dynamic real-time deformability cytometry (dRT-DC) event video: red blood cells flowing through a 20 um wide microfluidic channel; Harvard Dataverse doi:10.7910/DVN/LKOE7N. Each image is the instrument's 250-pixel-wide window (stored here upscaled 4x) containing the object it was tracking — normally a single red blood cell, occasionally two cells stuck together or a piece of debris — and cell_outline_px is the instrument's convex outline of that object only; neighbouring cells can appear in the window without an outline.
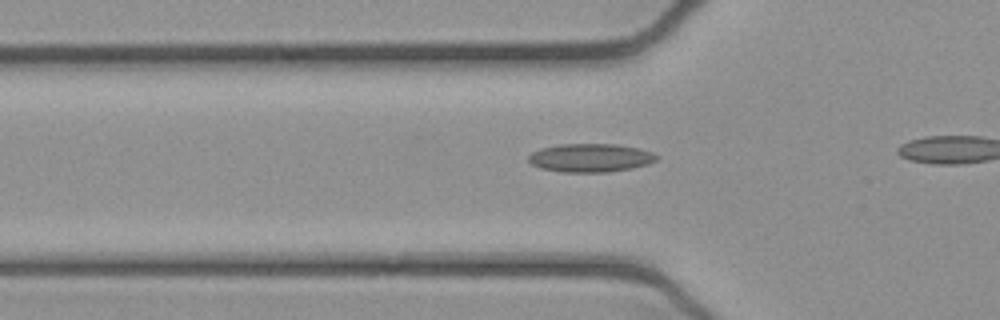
{"species": "common noctule bat (a hibernating species)", "species_latin": "Nyctalus noctula", "temperature_condition": "cold", "stored_images_in_passage": 15, "camera_frame_rate_fps": 3000, "um_per_image_px": 0.085, "animal": {"sex": "female", "body_mass_g": 21.9}, "frame": {"image": 1, "passage_image": 7, "time_ms": 2.0, "image_size_px": [1000, 320], "cell_outline_px": [[660, 156], [656, 160], [648, 164], [632, 168], [608, 172], [560, 172], [540, 168], [532, 164], [528, 160], [528, 156], [532, 152], [540, 148], [560, 144], [616, 144], [640, 148], [652, 152]], "centroid_in_image_um": [50.2, 13.41], "position_along_channel_um": 75.6, "area_um2": 21.39}}
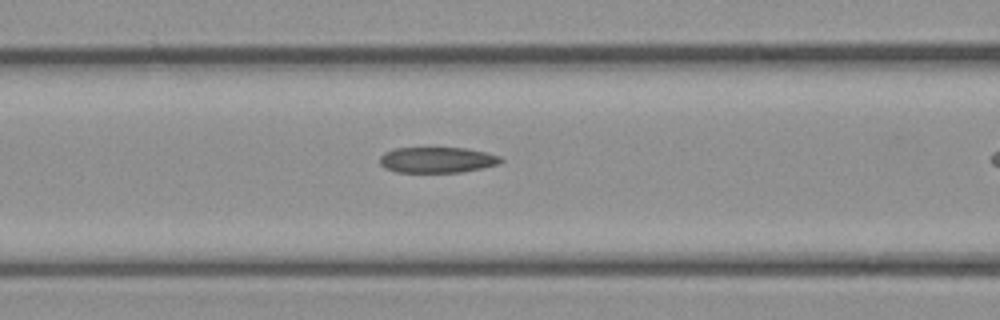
{"frame": {"image": 2, "passage_image": 11, "time_ms": 3.333, "image_size_px": [1000, 320], "cell_outline_px": [[504, 160], [500, 164], [460, 172], [396, 172], [384, 168], [380, 164], [380, 156], [384, 152], [392, 148], [468, 148], [500, 156]], "centroid_in_image_um": [37.13, 13.59], "position_along_channel_um": 129.5, "area_um2": 18.21}}